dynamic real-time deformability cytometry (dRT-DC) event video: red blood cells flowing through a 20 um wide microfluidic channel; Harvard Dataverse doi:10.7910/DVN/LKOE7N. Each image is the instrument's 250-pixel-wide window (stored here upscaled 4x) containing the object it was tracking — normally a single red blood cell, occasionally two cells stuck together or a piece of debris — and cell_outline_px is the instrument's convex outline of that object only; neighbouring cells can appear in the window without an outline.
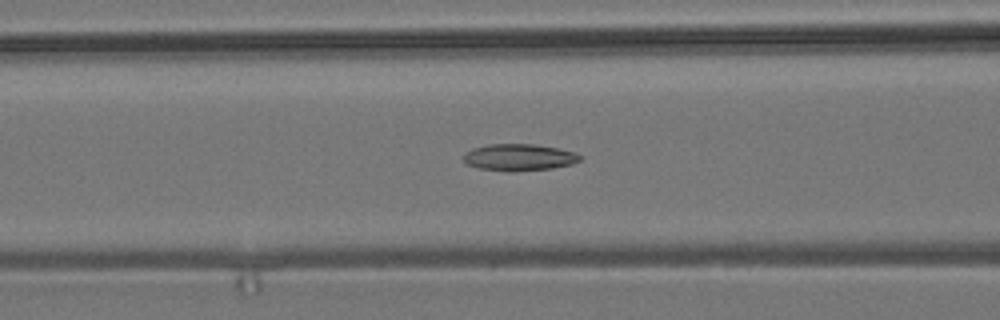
{"species": "common noctule bat (a hibernating species)", "species_latin": "Nyctalus noctula", "temperature_condition": "room temperature", "stored_images_in_passage": 53, "camera_frame_rate_fps": 3000, "um_per_image_px": 0.085, "animal": {"sex": "male", "body_mass_g": 19.2, "forearm_length_mm": 51.8}, "frame": {"image": 1, "passage_image": 20, "time_ms": 6.333, "image_size_px": [1000, 320], "cell_outline_px": [[580, 160], [572, 164], [552, 168], [512, 172], [480, 168], [468, 164], [464, 160], [464, 156], [472, 148], [488, 144], [532, 144], [556, 148], [576, 152], [580, 156]], "centroid_in_image_um": [44.14, 13.37], "position_along_channel_um": 122.5, "area_um2": 17.98}}
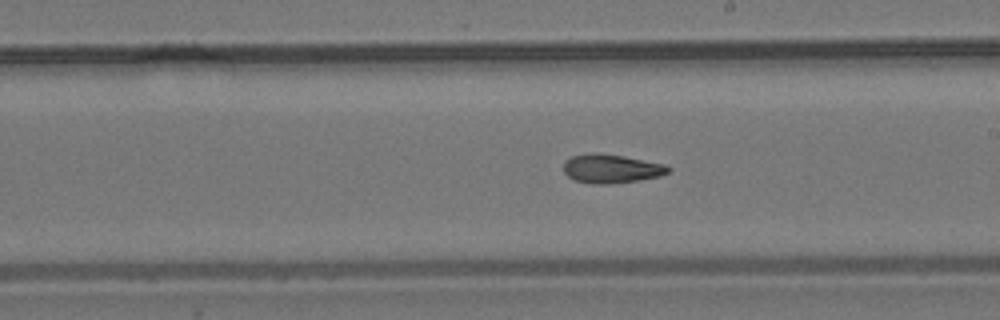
{"frame": {"image": 2, "passage_image": 29, "time_ms": 9.333, "image_size_px": [1000, 320], "cell_outline_px": [[672, 168], [668, 172], [660, 176], [640, 180], [608, 184], [596, 184], [576, 180], [568, 176], [564, 172], [564, 160], [572, 156], [596, 152], [624, 156], [664, 164]], "centroid_in_image_um": [51.96, 14.33], "position_along_channel_um": 237.0, "area_um2": 17.51}}
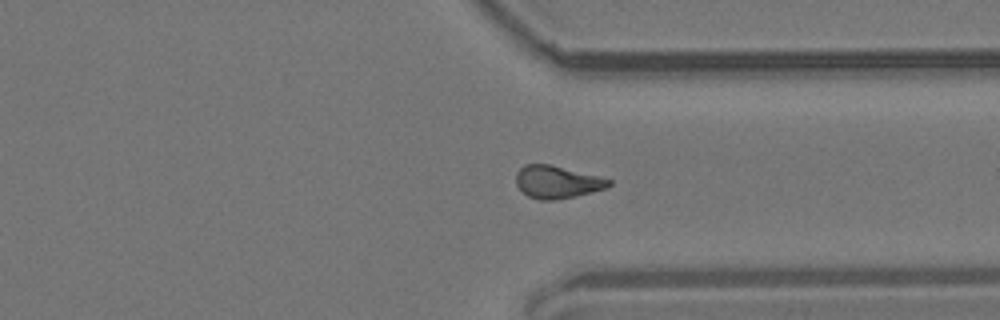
{"frame": {"image": 3, "passage_image": 39, "time_ms": 12.667, "image_size_px": [1000, 320], "cell_outline_px": [[612, 184], [608, 188], [576, 196], [556, 200], [540, 200], [528, 196], [516, 184], [516, 172], [524, 164], [552, 164], [600, 176], [612, 180]], "centroid_in_image_um": [47.39, 15.46], "position_along_channel_um": 364.0, "area_um2": 17.86}, "authors_computed_cell_mechanics": {"area_um2": 17.8024, "velocity_mm_per_s": 3.8212, "shape_relaxation_time_tau1_ms": null, "shape_relaxation_time_tau2_ms": 5.3757, "deformation_change_tau1": null, "deformation_change_tau2": 0.1377}}